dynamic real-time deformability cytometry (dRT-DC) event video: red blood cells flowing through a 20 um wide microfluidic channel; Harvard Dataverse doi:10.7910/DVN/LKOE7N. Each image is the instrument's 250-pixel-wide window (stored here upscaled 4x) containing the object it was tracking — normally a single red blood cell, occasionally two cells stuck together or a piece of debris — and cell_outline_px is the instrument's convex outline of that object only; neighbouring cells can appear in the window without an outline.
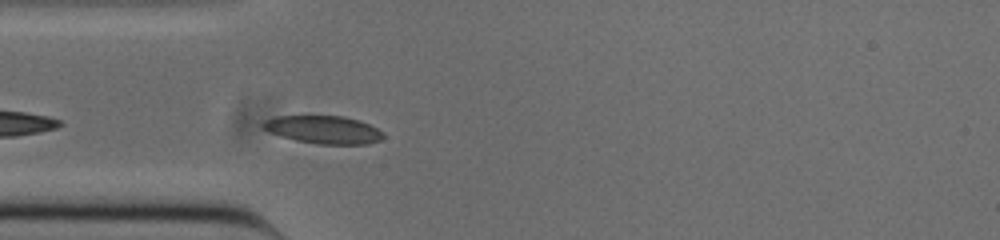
{"species": "common noctule bat (a hibernating species)", "species_latin": "Nyctalus noctula", "temperature_condition": "cold", "stored_images_in_passage": 17, "camera_frame_rate_fps": 3000, "um_per_image_px": 0.085, "animal": {"sex": "male", "body_mass_g": 20.0, "forearm_length_mm": 53.3}, "frame": {"image": 1, "passage_image": 3, "time_ms": 0.667, "image_size_px": [1000, 240], "cell_outline_px": [[384, 136], [380, 140], [368, 144], [316, 144], [296, 140], [280, 136], [268, 132], [260, 124], [264, 120], [276, 116], [344, 116], [360, 120], [384, 132]], "centroid_in_image_um": [27.49, 11.02], "position_along_channel_um": 57.5, "area_um2": 19.65}}
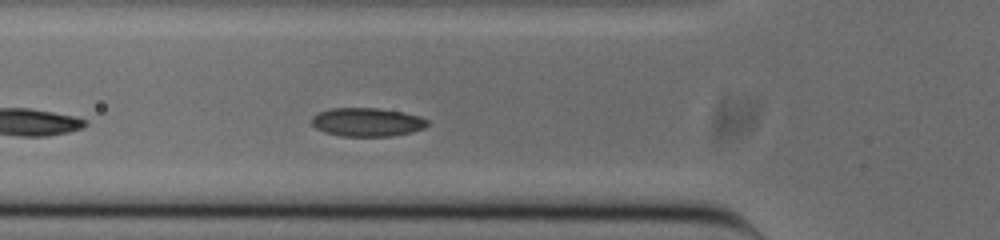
{"frame": {"image": 2, "passage_image": 6, "time_ms": 1.667, "image_size_px": [1000, 240], "cell_outline_px": [[428, 124], [424, 128], [412, 132], [392, 136], [340, 136], [324, 132], [316, 128], [312, 124], [312, 116], [328, 108], [376, 108], [400, 112], [420, 116], [428, 120]], "centroid_in_image_um": [31.19, 10.38], "position_along_channel_um": 94.6, "area_um2": 19.25}}
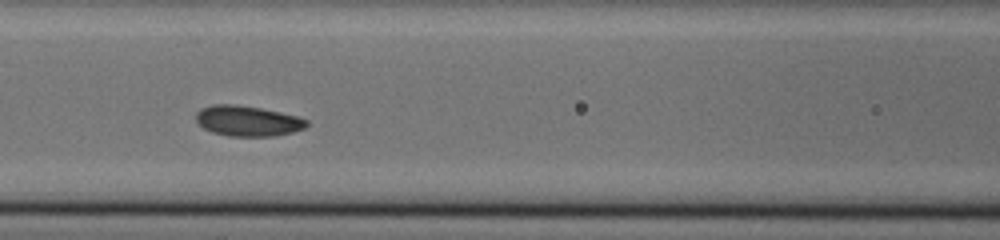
{"frame": {"image": 3, "passage_image": 10, "time_ms": 3.0, "image_size_px": [1000, 240], "cell_outline_px": [[308, 124], [304, 128], [292, 132], [272, 136], [228, 136], [212, 132], [204, 128], [196, 120], [196, 112], [200, 108], [212, 104], [232, 104], [260, 108], [280, 112], [296, 116], [308, 120]], "centroid_in_image_um": [21.02, 10.27], "position_along_channel_um": 145.6, "area_um2": 19.54}}